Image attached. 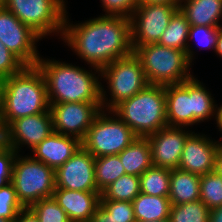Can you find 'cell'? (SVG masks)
Wrapping results in <instances>:
<instances>
[{"instance_id": "5", "label": "cell", "mask_w": 222, "mask_h": 222, "mask_svg": "<svg viewBox=\"0 0 222 222\" xmlns=\"http://www.w3.org/2000/svg\"><path fill=\"white\" fill-rule=\"evenodd\" d=\"M140 137L156 133L167 125L165 86L148 84L112 110Z\"/></svg>"}, {"instance_id": "37", "label": "cell", "mask_w": 222, "mask_h": 222, "mask_svg": "<svg viewBox=\"0 0 222 222\" xmlns=\"http://www.w3.org/2000/svg\"><path fill=\"white\" fill-rule=\"evenodd\" d=\"M14 222H40V220L30 208H24Z\"/></svg>"}, {"instance_id": "23", "label": "cell", "mask_w": 222, "mask_h": 222, "mask_svg": "<svg viewBox=\"0 0 222 222\" xmlns=\"http://www.w3.org/2000/svg\"><path fill=\"white\" fill-rule=\"evenodd\" d=\"M189 27L190 25L185 15L178 9L170 19L157 44L185 51L189 62L192 63L194 49L188 42Z\"/></svg>"}, {"instance_id": "25", "label": "cell", "mask_w": 222, "mask_h": 222, "mask_svg": "<svg viewBox=\"0 0 222 222\" xmlns=\"http://www.w3.org/2000/svg\"><path fill=\"white\" fill-rule=\"evenodd\" d=\"M171 170L151 166L140 175L141 193L150 196L168 197L170 192Z\"/></svg>"}, {"instance_id": "6", "label": "cell", "mask_w": 222, "mask_h": 222, "mask_svg": "<svg viewBox=\"0 0 222 222\" xmlns=\"http://www.w3.org/2000/svg\"><path fill=\"white\" fill-rule=\"evenodd\" d=\"M134 53L141 60L149 84L172 85L193 77L186 52L157 43L138 46Z\"/></svg>"}, {"instance_id": "31", "label": "cell", "mask_w": 222, "mask_h": 222, "mask_svg": "<svg viewBox=\"0 0 222 222\" xmlns=\"http://www.w3.org/2000/svg\"><path fill=\"white\" fill-rule=\"evenodd\" d=\"M24 208L18 200L16 190L11 182L0 187V218L14 221Z\"/></svg>"}, {"instance_id": "2", "label": "cell", "mask_w": 222, "mask_h": 222, "mask_svg": "<svg viewBox=\"0 0 222 222\" xmlns=\"http://www.w3.org/2000/svg\"><path fill=\"white\" fill-rule=\"evenodd\" d=\"M50 110L46 82L37 66L0 81V124L6 129L14 120Z\"/></svg>"}, {"instance_id": "18", "label": "cell", "mask_w": 222, "mask_h": 222, "mask_svg": "<svg viewBox=\"0 0 222 222\" xmlns=\"http://www.w3.org/2000/svg\"><path fill=\"white\" fill-rule=\"evenodd\" d=\"M52 197L66 212L70 222H89L100 205L101 193L56 188Z\"/></svg>"}, {"instance_id": "16", "label": "cell", "mask_w": 222, "mask_h": 222, "mask_svg": "<svg viewBox=\"0 0 222 222\" xmlns=\"http://www.w3.org/2000/svg\"><path fill=\"white\" fill-rule=\"evenodd\" d=\"M185 129L184 127L166 126L147 136L153 166L170 170L179 168L184 143L192 133Z\"/></svg>"}, {"instance_id": "41", "label": "cell", "mask_w": 222, "mask_h": 222, "mask_svg": "<svg viewBox=\"0 0 222 222\" xmlns=\"http://www.w3.org/2000/svg\"><path fill=\"white\" fill-rule=\"evenodd\" d=\"M181 0H139L140 4H180Z\"/></svg>"}, {"instance_id": "8", "label": "cell", "mask_w": 222, "mask_h": 222, "mask_svg": "<svg viewBox=\"0 0 222 222\" xmlns=\"http://www.w3.org/2000/svg\"><path fill=\"white\" fill-rule=\"evenodd\" d=\"M18 200L25 208L53 196L56 189L55 170L28 155L17 154L11 176Z\"/></svg>"}, {"instance_id": "29", "label": "cell", "mask_w": 222, "mask_h": 222, "mask_svg": "<svg viewBox=\"0 0 222 222\" xmlns=\"http://www.w3.org/2000/svg\"><path fill=\"white\" fill-rule=\"evenodd\" d=\"M200 200L211 210L222 206V176L215 171L200 176Z\"/></svg>"}, {"instance_id": "22", "label": "cell", "mask_w": 222, "mask_h": 222, "mask_svg": "<svg viewBox=\"0 0 222 222\" xmlns=\"http://www.w3.org/2000/svg\"><path fill=\"white\" fill-rule=\"evenodd\" d=\"M118 156L126 174L140 176L152 166L148 137L137 136Z\"/></svg>"}, {"instance_id": "42", "label": "cell", "mask_w": 222, "mask_h": 222, "mask_svg": "<svg viewBox=\"0 0 222 222\" xmlns=\"http://www.w3.org/2000/svg\"><path fill=\"white\" fill-rule=\"evenodd\" d=\"M215 53L219 55V57L222 58V26L219 28L218 31V38H217V43L215 47Z\"/></svg>"}, {"instance_id": "44", "label": "cell", "mask_w": 222, "mask_h": 222, "mask_svg": "<svg viewBox=\"0 0 222 222\" xmlns=\"http://www.w3.org/2000/svg\"><path fill=\"white\" fill-rule=\"evenodd\" d=\"M5 145V129L0 124V149Z\"/></svg>"}, {"instance_id": "43", "label": "cell", "mask_w": 222, "mask_h": 222, "mask_svg": "<svg viewBox=\"0 0 222 222\" xmlns=\"http://www.w3.org/2000/svg\"><path fill=\"white\" fill-rule=\"evenodd\" d=\"M214 119H216V127H218L219 131L222 133V104L219 107L216 106V115Z\"/></svg>"}, {"instance_id": "19", "label": "cell", "mask_w": 222, "mask_h": 222, "mask_svg": "<svg viewBox=\"0 0 222 222\" xmlns=\"http://www.w3.org/2000/svg\"><path fill=\"white\" fill-rule=\"evenodd\" d=\"M82 146L78 138L53 132L31 151L33 159L56 170L71 158Z\"/></svg>"}, {"instance_id": "33", "label": "cell", "mask_w": 222, "mask_h": 222, "mask_svg": "<svg viewBox=\"0 0 222 222\" xmlns=\"http://www.w3.org/2000/svg\"><path fill=\"white\" fill-rule=\"evenodd\" d=\"M26 65L0 41V81L21 72Z\"/></svg>"}, {"instance_id": "21", "label": "cell", "mask_w": 222, "mask_h": 222, "mask_svg": "<svg viewBox=\"0 0 222 222\" xmlns=\"http://www.w3.org/2000/svg\"><path fill=\"white\" fill-rule=\"evenodd\" d=\"M168 198L171 205H181L200 200V175L178 168L171 170Z\"/></svg>"}, {"instance_id": "46", "label": "cell", "mask_w": 222, "mask_h": 222, "mask_svg": "<svg viewBox=\"0 0 222 222\" xmlns=\"http://www.w3.org/2000/svg\"><path fill=\"white\" fill-rule=\"evenodd\" d=\"M153 222H170V220L167 219V220H159V221H153Z\"/></svg>"}, {"instance_id": "10", "label": "cell", "mask_w": 222, "mask_h": 222, "mask_svg": "<svg viewBox=\"0 0 222 222\" xmlns=\"http://www.w3.org/2000/svg\"><path fill=\"white\" fill-rule=\"evenodd\" d=\"M66 0H5L3 6L42 38L52 33L62 37L67 15ZM57 32V33H56Z\"/></svg>"}, {"instance_id": "40", "label": "cell", "mask_w": 222, "mask_h": 222, "mask_svg": "<svg viewBox=\"0 0 222 222\" xmlns=\"http://www.w3.org/2000/svg\"><path fill=\"white\" fill-rule=\"evenodd\" d=\"M209 222H222V206L210 210Z\"/></svg>"}, {"instance_id": "28", "label": "cell", "mask_w": 222, "mask_h": 222, "mask_svg": "<svg viewBox=\"0 0 222 222\" xmlns=\"http://www.w3.org/2000/svg\"><path fill=\"white\" fill-rule=\"evenodd\" d=\"M210 209L201 201L171 205L170 222H209Z\"/></svg>"}, {"instance_id": "35", "label": "cell", "mask_w": 222, "mask_h": 222, "mask_svg": "<svg viewBox=\"0 0 222 222\" xmlns=\"http://www.w3.org/2000/svg\"><path fill=\"white\" fill-rule=\"evenodd\" d=\"M105 16L130 18L139 6V0H100Z\"/></svg>"}, {"instance_id": "38", "label": "cell", "mask_w": 222, "mask_h": 222, "mask_svg": "<svg viewBox=\"0 0 222 222\" xmlns=\"http://www.w3.org/2000/svg\"><path fill=\"white\" fill-rule=\"evenodd\" d=\"M89 222H112L110 220V214L106 212V210L99 205L96 212L90 217Z\"/></svg>"}, {"instance_id": "9", "label": "cell", "mask_w": 222, "mask_h": 222, "mask_svg": "<svg viewBox=\"0 0 222 222\" xmlns=\"http://www.w3.org/2000/svg\"><path fill=\"white\" fill-rule=\"evenodd\" d=\"M136 138L137 135L112 110L102 109L81 143L97 158L118 155Z\"/></svg>"}, {"instance_id": "47", "label": "cell", "mask_w": 222, "mask_h": 222, "mask_svg": "<svg viewBox=\"0 0 222 222\" xmlns=\"http://www.w3.org/2000/svg\"><path fill=\"white\" fill-rule=\"evenodd\" d=\"M5 0H0V6H3Z\"/></svg>"}, {"instance_id": "13", "label": "cell", "mask_w": 222, "mask_h": 222, "mask_svg": "<svg viewBox=\"0 0 222 222\" xmlns=\"http://www.w3.org/2000/svg\"><path fill=\"white\" fill-rule=\"evenodd\" d=\"M101 110V103H50L53 130L82 141L93 120Z\"/></svg>"}, {"instance_id": "1", "label": "cell", "mask_w": 222, "mask_h": 222, "mask_svg": "<svg viewBox=\"0 0 222 222\" xmlns=\"http://www.w3.org/2000/svg\"><path fill=\"white\" fill-rule=\"evenodd\" d=\"M94 70L134 52L130 18L102 16L73 24L66 15L60 37Z\"/></svg>"}, {"instance_id": "12", "label": "cell", "mask_w": 222, "mask_h": 222, "mask_svg": "<svg viewBox=\"0 0 222 222\" xmlns=\"http://www.w3.org/2000/svg\"><path fill=\"white\" fill-rule=\"evenodd\" d=\"M42 37L22 23L10 10L0 6V41L26 66H36L40 59L37 43Z\"/></svg>"}, {"instance_id": "45", "label": "cell", "mask_w": 222, "mask_h": 222, "mask_svg": "<svg viewBox=\"0 0 222 222\" xmlns=\"http://www.w3.org/2000/svg\"><path fill=\"white\" fill-rule=\"evenodd\" d=\"M0 222H14V221H10V220L5 219V218H0Z\"/></svg>"}, {"instance_id": "32", "label": "cell", "mask_w": 222, "mask_h": 222, "mask_svg": "<svg viewBox=\"0 0 222 222\" xmlns=\"http://www.w3.org/2000/svg\"><path fill=\"white\" fill-rule=\"evenodd\" d=\"M100 205L110 214L112 222H136L132 202L100 200Z\"/></svg>"}, {"instance_id": "14", "label": "cell", "mask_w": 222, "mask_h": 222, "mask_svg": "<svg viewBox=\"0 0 222 222\" xmlns=\"http://www.w3.org/2000/svg\"><path fill=\"white\" fill-rule=\"evenodd\" d=\"M53 130V119L51 111L36 115H29L14 120L5 129V144L13 148L17 153L21 151L22 145L31 150L46 139Z\"/></svg>"}, {"instance_id": "36", "label": "cell", "mask_w": 222, "mask_h": 222, "mask_svg": "<svg viewBox=\"0 0 222 222\" xmlns=\"http://www.w3.org/2000/svg\"><path fill=\"white\" fill-rule=\"evenodd\" d=\"M17 154L13 148L6 144L0 149V187L11 182L13 163Z\"/></svg>"}, {"instance_id": "4", "label": "cell", "mask_w": 222, "mask_h": 222, "mask_svg": "<svg viewBox=\"0 0 222 222\" xmlns=\"http://www.w3.org/2000/svg\"><path fill=\"white\" fill-rule=\"evenodd\" d=\"M202 84L193 76L182 83L165 86L168 126L188 128L216 115L214 97Z\"/></svg>"}, {"instance_id": "7", "label": "cell", "mask_w": 222, "mask_h": 222, "mask_svg": "<svg viewBox=\"0 0 222 222\" xmlns=\"http://www.w3.org/2000/svg\"><path fill=\"white\" fill-rule=\"evenodd\" d=\"M105 78L110 91L109 101L102 86V109L113 110L122 101L129 99L144 89L149 83L145 76L141 60L133 52L118 58L101 69V77Z\"/></svg>"}, {"instance_id": "27", "label": "cell", "mask_w": 222, "mask_h": 222, "mask_svg": "<svg viewBox=\"0 0 222 222\" xmlns=\"http://www.w3.org/2000/svg\"><path fill=\"white\" fill-rule=\"evenodd\" d=\"M124 174L126 172L118 155L95 158V182L100 193Z\"/></svg>"}, {"instance_id": "26", "label": "cell", "mask_w": 222, "mask_h": 222, "mask_svg": "<svg viewBox=\"0 0 222 222\" xmlns=\"http://www.w3.org/2000/svg\"><path fill=\"white\" fill-rule=\"evenodd\" d=\"M140 192V176L124 174L101 192L100 200L132 202Z\"/></svg>"}, {"instance_id": "15", "label": "cell", "mask_w": 222, "mask_h": 222, "mask_svg": "<svg viewBox=\"0 0 222 222\" xmlns=\"http://www.w3.org/2000/svg\"><path fill=\"white\" fill-rule=\"evenodd\" d=\"M56 188L98 191L95 182V157L82 146L55 170Z\"/></svg>"}, {"instance_id": "34", "label": "cell", "mask_w": 222, "mask_h": 222, "mask_svg": "<svg viewBox=\"0 0 222 222\" xmlns=\"http://www.w3.org/2000/svg\"><path fill=\"white\" fill-rule=\"evenodd\" d=\"M219 28L220 27L190 26L188 42L195 39L201 48L215 50Z\"/></svg>"}, {"instance_id": "30", "label": "cell", "mask_w": 222, "mask_h": 222, "mask_svg": "<svg viewBox=\"0 0 222 222\" xmlns=\"http://www.w3.org/2000/svg\"><path fill=\"white\" fill-rule=\"evenodd\" d=\"M40 222H70L66 212L53 197L41 199L29 207Z\"/></svg>"}, {"instance_id": "3", "label": "cell", "mask_w": 222, "mask_h": 222, "mask_svg": "<svg viewBox=\"0 0 222 222\" xmlns=\"http://www.w3.org/2000/svg\"><path fill=\"white\" fill-rule=\"evenodd\" d=\"M36 66L44 76L49 103H101L100 69H96L94 74L83 67L42 57ZM97 72L99 74L96 76Z\"/></svg>"}, {"instance_id": "39", "label": "cell", "mask_w": 222, "mask_h": 222, "mask_svg": "<svg viewBox=\"0 0 222 222\" xmlns=\"http://www.w3.org/2000/svg\"><path fill=\"white\" fill-rule=\"evenodd\" d=\"M218 175L222 176V143L220 144L216 153L215 170Z\"/></svg>"}, {"instance_id": "17", "label": "cell", "mask_w": 222, "mask_h": 222, "mask_svg": "<svg viewBox=\"0 0 222 222\" xmlns=\"http://www.w3.org/2000/svg\"><path fill=\"white\" fill-rule=\"evenodd\" d=\"M221 143L193 131L184 143L178 169L200 176L214 172L216 153Z\"/></svg>"}, {"instance_id": "24", "label": "cell", "mask_w": 222, "mask_h": 222, "mask_svg": "<svg viewBox=\"0 0 222 222\" xmlns=\"http://www.w3.org/2000/svg\"><path fill=\"white\" fill-rule=\"evenodd\" d=\"M136 222H153L169 219L171 202L168 197L139 193L132 201Z\"/></svg>"}, {"instance_id": "11", "label": "cell", "mask_w": 222, "mask_h": 222, "mask_svg": "<svg viewBox=\"0 0 222 222\" xmlns=\"http://www.w3.org/2000/svg\"><path fill=\"white\" fill-rule=\"evenodd\" d=\"M179 4H139L130 17L133 50L157 43Z\"/></svg>"}, {"instance_id": "20", "label": "cell", "mask_w": 222, "mask_h": 222, "mask_svg": "<svg viewBox=\"0 0 222 222\" xmlns=\"http://www.w3.org/2000/svg\"><path fill=\"white\" fill-rule=\"evenodd\" d=\"M179 9L190 26H222V0H181Z\"/></svg>"}]
</instances>
